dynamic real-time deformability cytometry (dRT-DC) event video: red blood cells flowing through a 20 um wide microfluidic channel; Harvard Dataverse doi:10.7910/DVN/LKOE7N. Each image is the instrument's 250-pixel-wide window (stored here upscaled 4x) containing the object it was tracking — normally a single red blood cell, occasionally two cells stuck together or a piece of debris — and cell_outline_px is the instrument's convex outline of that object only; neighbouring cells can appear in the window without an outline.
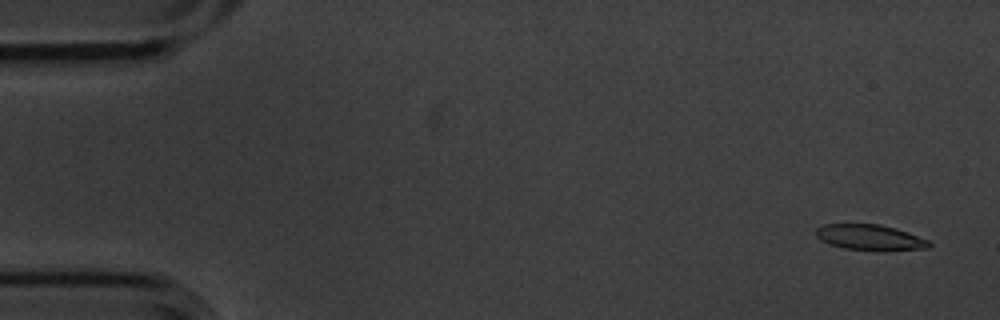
{"species": "common noctule bat (a hibernating species)", "species_latin": "Nyctalus noctula", "temperature_condition": "cold", "stored_images_in_passage": 8, "camera_frame_rate_fps": 3000, "um_per_image_px": 0.085, "animal": {"sex": "male", "body_mass_g": 20.1, "forearm_length_mm": 53.5}, "frame": {"image": 1, "passage_image": 1, "time_ms": 0.0, "image_size_px": [1000, 320], "cell_outline_px": [[932, 244], [928, 248], [884, 252], [876, 252], [844, 248], [828, 244], [820, 240], [816, 236], [816, 228], [824, 224], [880, 224], [896, 228], [908, 232], [928, 240]], "centroid_in_image_um": [73.96, 20.2], "position_along_channel_um": 11.0, "area_um2": 17.4}}
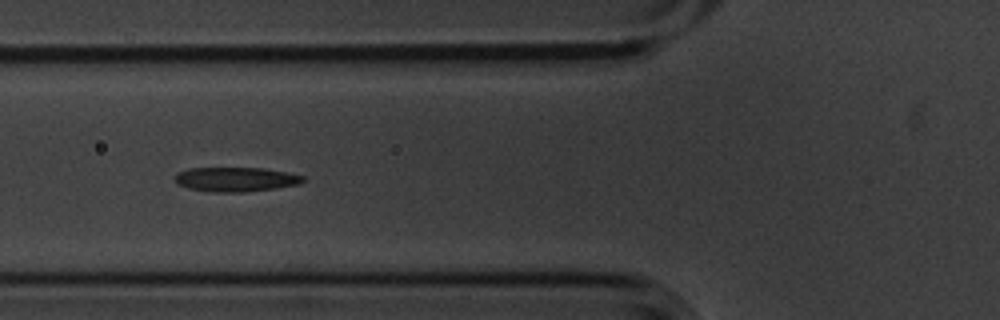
{"frame": {"image": 2, "passage_image": 6, "time_ms": 1.667, "image_size_px": [1000, 320], "cell_outline_px": [[304, 180], [300, 184], [276, 188], [244, 192], [212, 192], [188, 188], [176, 184], [172, 180], [172, 176], [176, 172], [188, 168], [264, 168], [304, 176]], "centroid_in_image_um": [19.95, 15.24], "position_along_channel_um": 105.9, "area_um2": 18.44}}
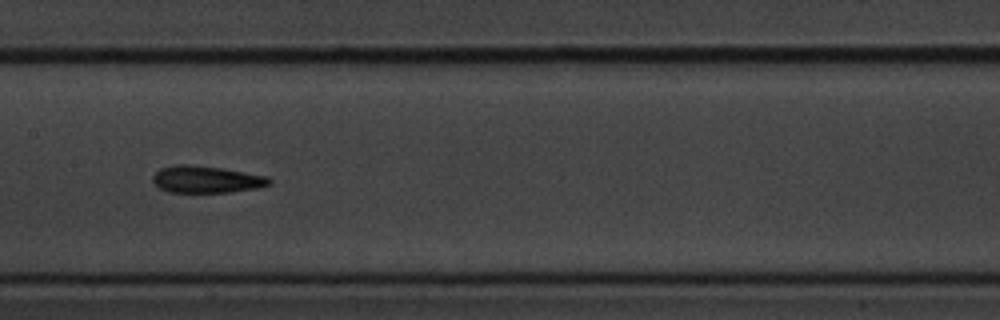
{"frame": {"image": 3, "passage_image": 8, "time_ms": 2.333, "image_size_px": [1000, 320], "cell_outline_px": [[272, 184], [260, 188], [232, 192], [168, 192], [160, 188], [152, 180], [152, 176], [160, 168], [176, 164], [188, 164], [220, 168], [268, 176], [272, 180]], "centroid_in_image_um": [17.57, 15.25], "position_along_channel_um": 189.8, "area_um2": 18.44}}